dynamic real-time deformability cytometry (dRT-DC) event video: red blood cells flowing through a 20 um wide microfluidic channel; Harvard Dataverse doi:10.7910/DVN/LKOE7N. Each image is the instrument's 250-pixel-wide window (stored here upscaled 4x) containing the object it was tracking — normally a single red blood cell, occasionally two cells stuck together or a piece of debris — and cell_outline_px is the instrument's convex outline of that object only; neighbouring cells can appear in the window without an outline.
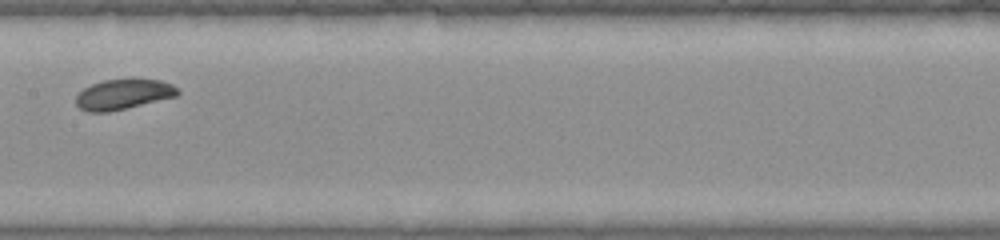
{"species": "common noctule bat (a hibernating species)", "species_latin": "Nyctalus noctula", "temperature_condition": "warm", "stored_images_in_passage": 27, "camera_frame_rate_fps": 3000, "um_per_image_px": 0.085, "animal": {"sex": "female", "body_mass_g": 22.0, "forearm_length_mm": 56.7}, "frame": {"image": 1, "passage_image": 12, "time_ms": 3.667, "image_size_px": [1000, 240], "cell_outline_px": [[180, 92], [176, 96], [108, 112], [88, 112], [80, 108], [76, 104], [76, 96], [84, 88], [92, 84], [104, 80], [160, 80], [172, 84]], "centroid_in_image_um": [10.45, 8.02], "position_along_channel_um": 196.9, "area_um2": 17.46}}